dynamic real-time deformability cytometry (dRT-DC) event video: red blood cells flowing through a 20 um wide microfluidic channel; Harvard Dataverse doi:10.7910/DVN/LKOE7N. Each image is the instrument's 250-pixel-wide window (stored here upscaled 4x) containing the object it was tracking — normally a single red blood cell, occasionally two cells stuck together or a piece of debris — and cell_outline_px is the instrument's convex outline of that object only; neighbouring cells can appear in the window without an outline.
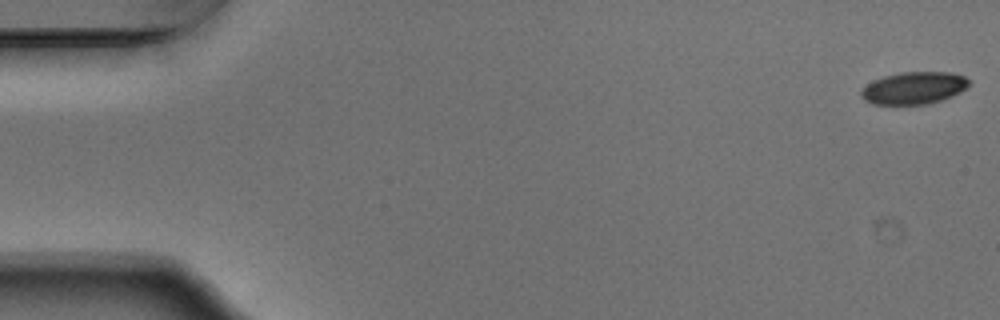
{"species": "Egyptian fruit bat (a non-hibernating species)", "species_latin": "Rousettus aegyptiacus", "temperature_condition": "warm", "stored_images_in_passage": 9, "camera_frame_rate_fps": 3000, "um_per_image_px": 0.085, "animal": {"sex": "male"}, "frame": {"image": 1, "passage_image": 1, "time_ms": 0.0, "image_size_px": [1000, 320], "cell_outline_px": [[972, 80], [960, 92], [952, 96], [928, 104], [872, 104], [864, 100], [860, 96], [860, 88], [872, 80], [884, 76], [900, 72], [952, 72], [964, 76]], "centroid_in_image_um": [77.64, 7.47], "position_along_channel_um": 7.4, "area_um2": 20.46}}